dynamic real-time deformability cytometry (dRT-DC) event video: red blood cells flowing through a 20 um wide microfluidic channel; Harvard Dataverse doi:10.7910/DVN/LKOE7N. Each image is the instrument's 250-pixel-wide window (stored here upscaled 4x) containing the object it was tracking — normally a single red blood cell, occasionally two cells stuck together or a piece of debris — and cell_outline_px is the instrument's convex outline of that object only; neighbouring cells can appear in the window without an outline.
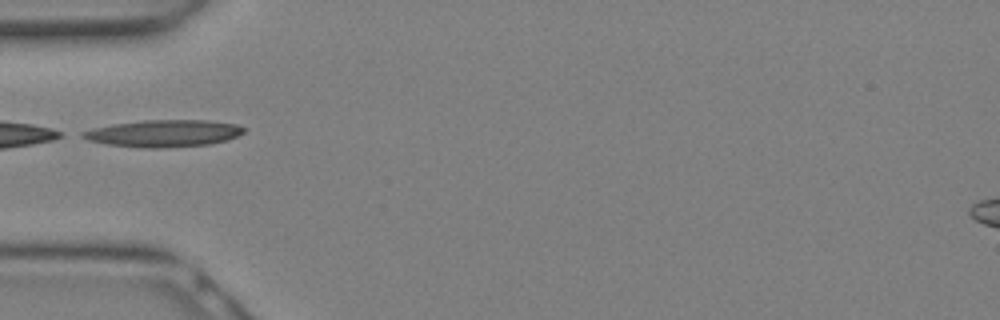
{"species": "Egyptian fruit bat (a non-hibernating species)", "species_latin": "Rousettus aegyptiacus", "temperature_condition": "warm", "stored_images_in_passage": 2, "camera_frame_rate_fps": 3000, "um_per_image_px": 0.085, "animal": {"sex": "female"}, "frame": {"image": 1, "passage_image": 1, "time_ms": 0.0, "image_size_px": [1000, 320], "cell_outline_px": [[248, 128], [244, 132], [228, 140], [208, 144], [164, 148], [140, 148], [108, 144], [88, 140], [80, 136], [80, 132], [92, 128], [112, 124], [144, 120], [208, 120], [236, 124]], "centroid_in_image_um": [13.91, 11.33], "position_along_channel_um": 71.1, "area_um2": 25.55}}